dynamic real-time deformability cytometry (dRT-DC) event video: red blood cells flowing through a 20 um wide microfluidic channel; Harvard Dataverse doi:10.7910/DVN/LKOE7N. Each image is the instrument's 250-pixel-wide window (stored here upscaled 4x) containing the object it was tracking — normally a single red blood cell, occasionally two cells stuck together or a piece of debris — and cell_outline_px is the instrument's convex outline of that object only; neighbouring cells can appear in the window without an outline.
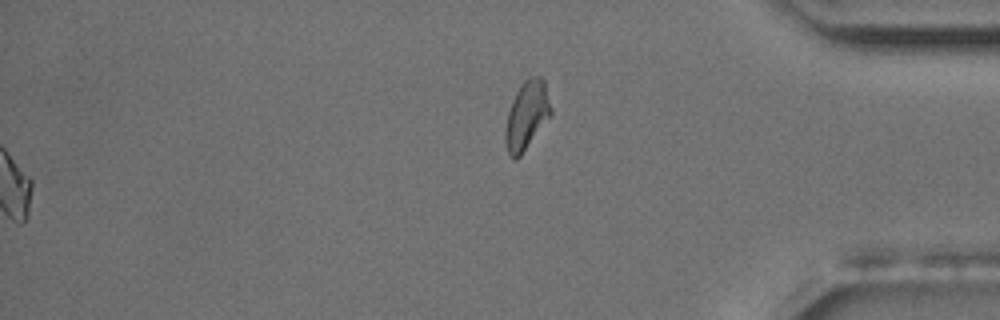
{"species": "common noctule bat (a hibernating species)", "species_latin": "Nyctalus noctula", "temperature_condition": "room temperature", "stored_images_in_passage": 58, "segment_of_instrument_passage": [2, 2], "camera_frame_rate_fps": 3000, "um_per_image_px": 0.085, "animal": {"sex": "male", "body_mass_g": 17.5, "forearm_length_mm": 52.3}, "frame": {"image": 1, "passage_image": 58, "time_ms": 19.0, "image_size_px": [1000, 320], "cell_outline_px": [[552, 116], [520, 156], [516, 160], [512, 160], [508, 152], [504, 140], [504, 132], [508, 112], [512, 100], [520, 84], [528, 76], [540, 76], [544, 80], [552, 108]], "centroid_in_image_um": [44.78, 9.8], "position_along_channel_um": 390.4, "area_um2": 18.55}}